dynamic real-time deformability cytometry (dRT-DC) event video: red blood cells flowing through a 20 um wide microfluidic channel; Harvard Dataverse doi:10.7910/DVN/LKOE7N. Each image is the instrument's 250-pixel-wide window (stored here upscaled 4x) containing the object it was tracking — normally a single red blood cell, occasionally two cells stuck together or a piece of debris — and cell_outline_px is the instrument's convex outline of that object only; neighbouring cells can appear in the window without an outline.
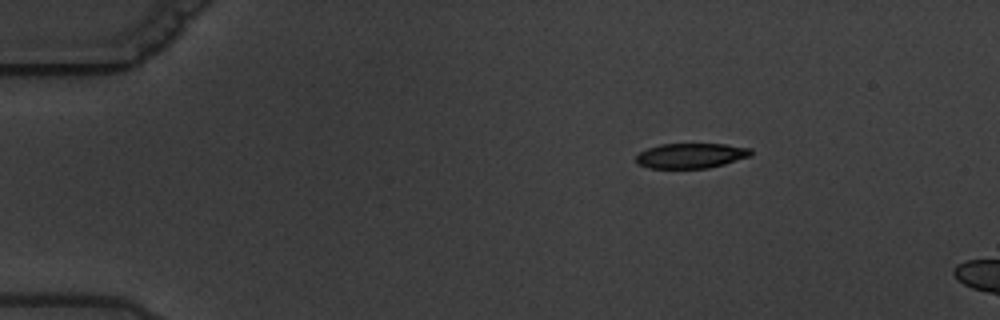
{"species": "common noctule bat (a hibernating species)", "species_latin": "Nyctalus noctula", "temperature_condition": "warm", "stored_images_in_passage": 4, "camera_frame_rate_fps": 3000, "um_per_image_px": 0.085, "animal": {"sex": "male", "body_mass_g": 19.5, "forearm_length_mm": 54.6}, "frame": {"image": 1, "passage_image": 2, "time_ms": 1.0, "image_size_px": [1000, 320], "cell_outline_px": [[752, 156], [724, 164], [708, 168], [648, 168], [636, 164], [636, 156], [640, 152], [648, 148], [660, 144], [724, 144], [752, 148]], "centroid_in_image_um": [58.74, 13.23], "position_along_channel_um": 26.3, "area_um2": 16.88}}